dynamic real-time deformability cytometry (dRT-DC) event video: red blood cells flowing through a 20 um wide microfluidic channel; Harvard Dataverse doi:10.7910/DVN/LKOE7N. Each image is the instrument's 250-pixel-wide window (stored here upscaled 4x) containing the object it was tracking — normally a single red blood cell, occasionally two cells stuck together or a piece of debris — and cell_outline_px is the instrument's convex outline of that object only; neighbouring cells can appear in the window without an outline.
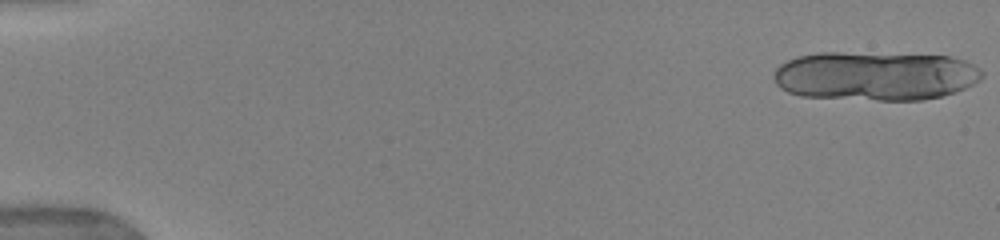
{"species": "human", "species_latin": "Homo sapiens", "temperature_condition": "warm", "stored_images_in_passage": 2, "camera_frame_rate_fps": 3000, "um_per_image_px": 0.085, "donor": {"sex": "female"}, "frame": {"image": 1, "passage_image": 1, "time_ms": 0.0, "image_size_px": [1000, 240], "cell_outline_px": [[984, 76], [980, 80], [956, 92], [924, 100], [876, 100], [800, 96], [788, 92], [780, 88], [776, 84], [772, 76], [776, 68], [780, 64], [796, 56], [820, 52], [840, 52], [948, 56], [964, 60], [980, 68], [984, 72]], "centroid_in_image_um": [74.38, 6.45], "position_along_channel_um": 10.6, "area_um2": 59.94}}